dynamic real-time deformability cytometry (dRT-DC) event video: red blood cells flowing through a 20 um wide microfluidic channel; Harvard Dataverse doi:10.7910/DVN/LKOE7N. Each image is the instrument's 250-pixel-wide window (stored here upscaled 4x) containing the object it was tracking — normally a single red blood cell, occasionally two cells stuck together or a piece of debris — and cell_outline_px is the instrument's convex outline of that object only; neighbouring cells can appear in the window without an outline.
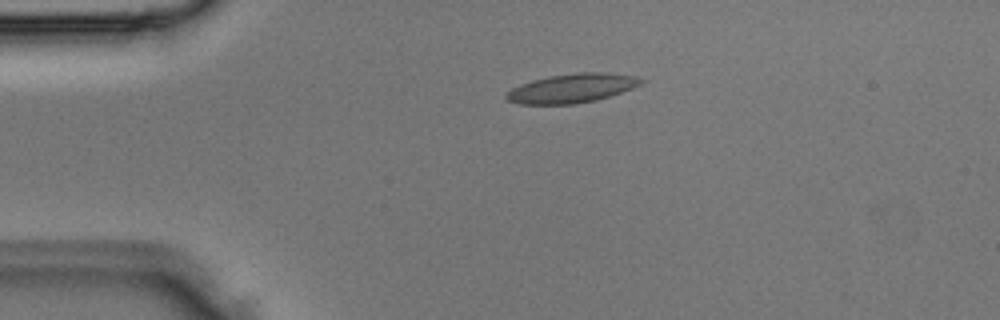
{"species": "Egyptian fruit bat (a non-hibernating species)", "species_latin": "Rousettus aegyptiacus", "temperature_condition": "room temperature", "stored_images_in_passage": 3, "camera_frame_rate_fps": 3000, "um_per_image_px": 0.085, "animal": {"sex": "male"}, "frame": {"image": 1, "passage_image": 3, "time_ms": 0.667, "image_size_px": [1000, 320], "cell_outline_px": [[644, 84], [596, 100], [572, 104], [520, 104], [508, 100], [504, 96], [512, 88], [520, 84], [532, 80], [548, 76], [580, 72], [608, 72], [640, 76], [644, 80]], "centroid_in_image_um": [48.65, 7.48], "position_along_channel_um": 36.3, "area_um2": 22.89}}